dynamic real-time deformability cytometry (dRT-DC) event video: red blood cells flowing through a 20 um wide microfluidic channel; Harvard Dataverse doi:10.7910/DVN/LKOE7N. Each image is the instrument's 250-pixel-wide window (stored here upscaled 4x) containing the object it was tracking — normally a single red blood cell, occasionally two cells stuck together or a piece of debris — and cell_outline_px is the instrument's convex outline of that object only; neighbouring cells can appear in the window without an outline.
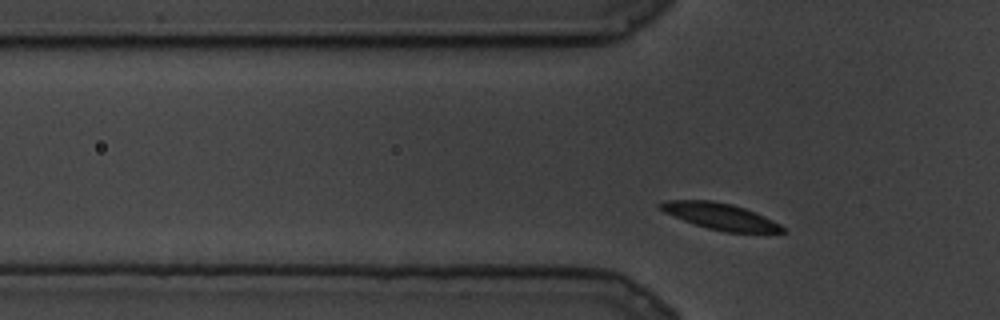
{"species": "common noctule bat (a hibernating species)", "species_latin": "Nyctalus noctula", "temperature_condition": "cold", "stored_images_in_passage": 72, "segment_of_instrument_passage": [1, 2], "camera_frame_rate_fps": 3000, "um_per_image_px": 0.085, "animal": {"sex": "male", "body_mass_g": 19.5, "forearm_length_mm": 54.6}, "frame": {"image": 1, "passage_image": 7, "time_ms": 2.0, "image_size_px": [1000, 320], "cell_outline_px": [[784, 232], [724, 232], [708, 228], [684, 220], [664, 212], [656, 204], [668, 200], [712, 200], [732, 204], [744, 208], [764, 216], [780, 224], [784, 228]], "centroid_in_image_um": [61.2, 18.37], "position_along_channel_um": 64.6, "area_um2": 18.5}}
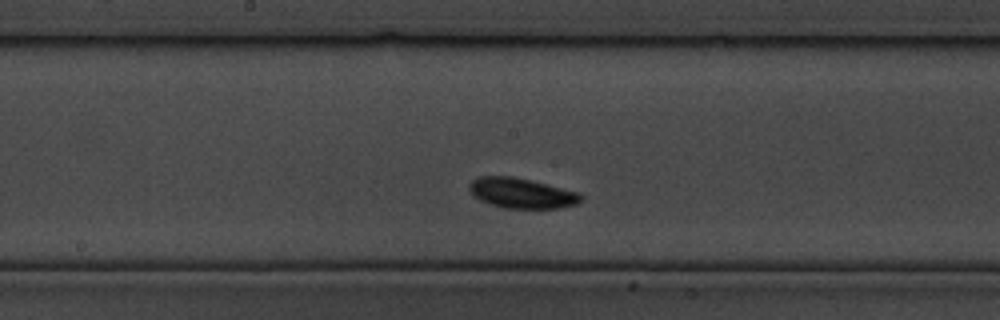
{"frame": {"image": 2, "passage_image": 27, "time_ms": 8.667, "image_size_px": [1000, 320], "cell_outline_px": [[584, 196], [576, 204], [560, 208], [504, 208], [488, 204], [480, 200], [468, 188], [468, 184], [476, 176], [512, 176], [580, 192]], "centroid_in_image_um": [44.33, 16.41], "position_along_channel_um": 203.9, "area_um2": 19.65}}
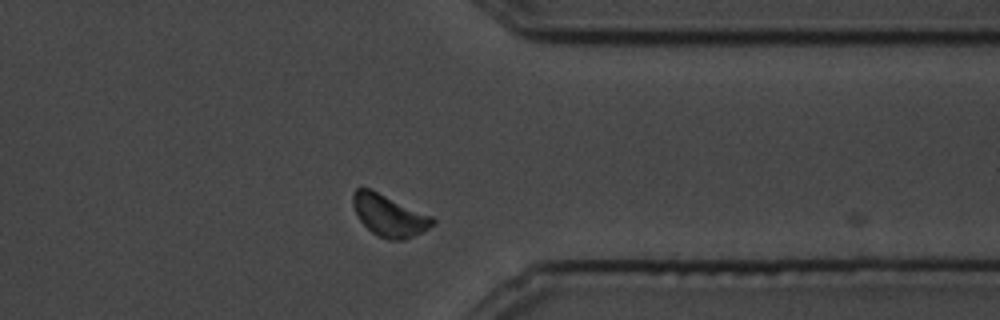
{"frame": {"image": 3, "passage_image": 52, "time_ms": 17.0, "image_size_px": [1000, 320], "cell_outline_px": [[436, 224], [404, 240], [388, 240], [372, 232], [360, 220], [352, 204], [352, 192], [356, 188], [368, 188], [432, 216], [436, 220]], "centroid_in_image_um": [33.07, 18.32], "position_along_channel_um": 378.3, "area_um2": 19.02}}